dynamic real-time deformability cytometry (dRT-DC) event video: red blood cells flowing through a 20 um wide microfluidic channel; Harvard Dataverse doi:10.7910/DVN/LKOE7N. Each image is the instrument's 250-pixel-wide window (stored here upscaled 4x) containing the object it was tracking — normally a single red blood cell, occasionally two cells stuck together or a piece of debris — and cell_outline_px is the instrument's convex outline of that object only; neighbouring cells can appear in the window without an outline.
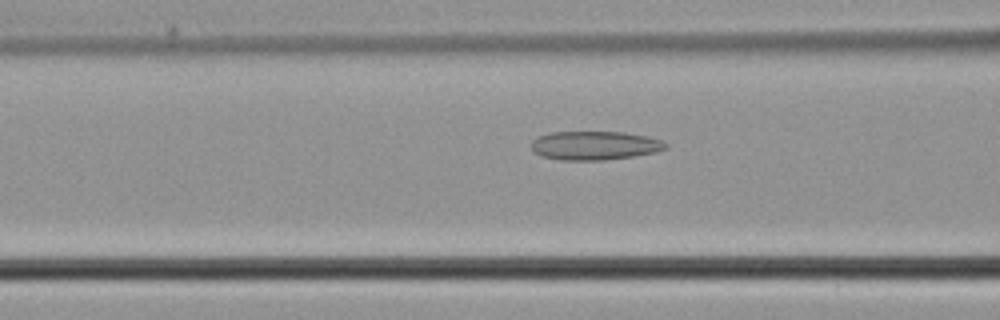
{"species": "common noctule bat (a hibernating species)", "species_latin": "Nyctalus noctula", "temperature_condition": "cold", "stored_images_in_passage": 47, "camera_frame_rate_fps": 3000, "um_per_image_px": 0.085, "animal": {"sex": "male", "body_mass_g": 21.5, "forearm_length_mm": 52.0}, "frame": {"image": 1, "passage_image": 17, "time_ms": 5.333, "image_size_px": [1000, 320], "cell_outline_px": [[668, 148], [656, 152], [632, 156], [604, 160], [560, 160], [540, 156], [532, 152], [532, 140], [540, 136], [552, 132], [624, 132], [648, 136], [660, 140], [668, 144]], "centroid_in_image_um": [50.55, 12.37], "position_along_channel_um": 116.1, "area_um2": 22.6}}
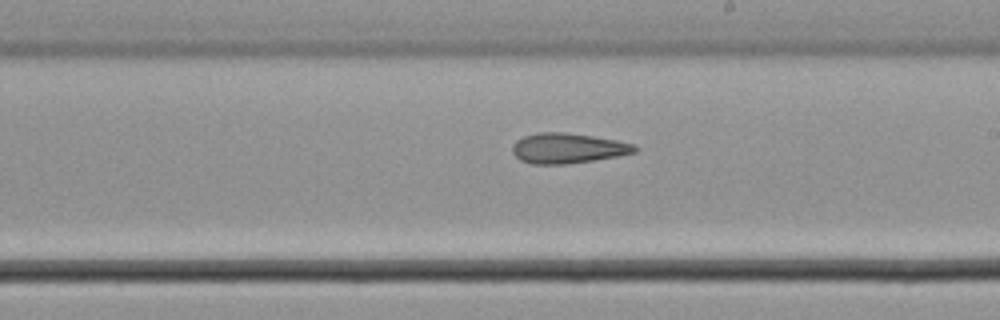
{"frame": {"image": 2, "passage_image": 26, "time_ms": 8.333, "image_size_px": [1000, 320], "cell_outline_px": [[636, 152], [620, 156], [568, 164], [532, 164], [520, 160], [512, 152], [512, 144], [516, 140], [524, 136], [540, 132], [564, 132], [592, 136], [616, 140], [636, 144]], "centroid_in_image_um": [48.26, 12.6], "position_along_channel_um": 240.7, "area_um2": 21.62}}
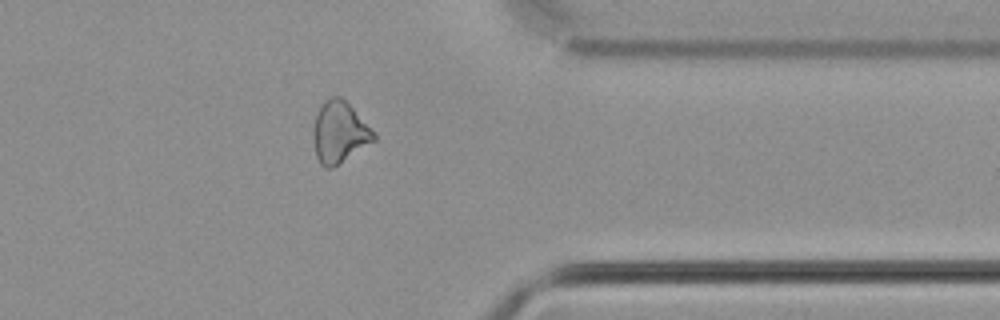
{"frame": {"image": 3, "passage_image": 37, "time_ms": 12.0, "image_size_px": [1000, 320], "cell_outline_px": [[376, 140], [332, 168], [324, 168], [320, 164], [316, 156], [312, 136], [312, 128], [316, 112], [320, 104], [324, 100], [332, 96], [340, 96], [376, 132]], "centroid_in_image_um": [28.82, 11.24], "position_along_channel_um": 382.6, "area_um2": 21.91}}